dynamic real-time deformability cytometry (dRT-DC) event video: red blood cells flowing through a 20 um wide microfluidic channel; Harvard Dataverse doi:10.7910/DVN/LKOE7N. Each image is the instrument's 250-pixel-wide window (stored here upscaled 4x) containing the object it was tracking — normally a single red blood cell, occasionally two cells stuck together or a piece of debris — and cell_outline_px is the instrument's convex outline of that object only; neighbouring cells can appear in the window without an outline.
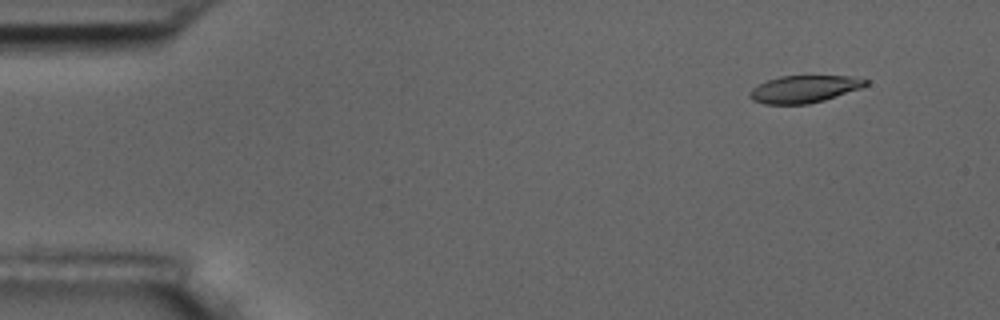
{"species": "common noctule bat (a hibernating species)", "species_latin": "Nyctalus noctula", "temperature_condition": "room temperature", "stored_images_in_passage": 5, "camera_frame_rate_fps": 3000, "um_per_image_px": 0.085, "animal": {"sex": "male", "body_mass_g": 17.5, "forearm_length_mm": 52.3}, "frame": {"image": 1, "passage_image": 2, "time_ms": 1.0, "image_size_px": [1000, 320], "cell_outline_px": [[868, 84], [860, 88], [824, 100], [808, 104], [764, 104], [752, 100], [748, 96], [748, 92], [752, 88], [768, 80], [780, 76], [852, 76], [868, 80]], "centroid_in_image_um": [68.32, 7.57], "position_along_channel_um": 16.7, "area_um2": 18.32}}
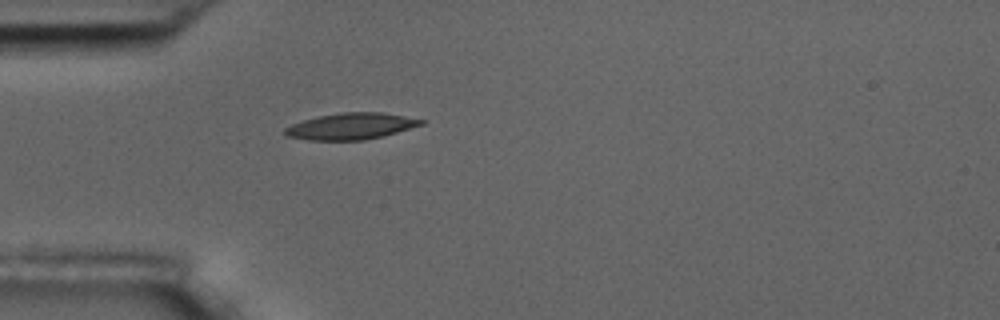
{"frame": {"image": 2, "passage_image": 5, "time_ms": 4.667, "image_size_px": [1000, 320], "cell_outline_px": [[424, 124], [396, 132], [364, 140], [308, 140], [288, 136], [284, 132], [284, 128], [292, 124], [304, 120], [320, 116], [340, 112], [380, 112], [404, 116], [424, 120]], "centroid_in_image_um": [29.81, 10.72], "position_along_channel_um": 55.2, "area_um2": 20.63}}